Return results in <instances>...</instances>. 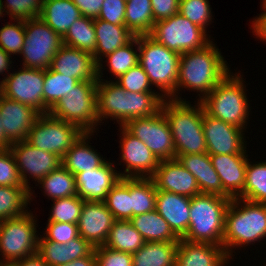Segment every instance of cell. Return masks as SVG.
Masks as SVG:
<instances>
[{"instance_id": "cell-1", "label": "cell", "mask_w": 266, "mask_h": 266, "mask_svg": "<svg viewBox=\"0 0 266 266\" xmlns=\"http://www.w3.org/2000/svg\"><path fill=\"white\" fill-rule=\"evenodd\" d=\"M225 63L219 49L212 42L203 49L182 53L173 100L182 101L176 95L180 87L204 93L201 100L229 73Z\"/></svg>"}, {"instance_id": "cell-2", "label": "cell", "mask_w": 266, "mask_h": 266, "mask_svg": "<svg viewBox=\"0 0 266 266\" xmlns=\"http://www.w3.org/2000/svg\"><path fill=\"white\" fill-rule=\"evenodd\" d=\"M203 106L198 99L197 108L187 101L163 100L164 113L178 155L207 153L203 132Z\"/></svg>"}, {"instance_id": "cell-3", "label": "cell", "mask_w": 266, "mask_h": 266, "mask_svg": "<svg viewBox=\"0 0 266 266\" xmlns=\"http://www.w3.org/2000/svg\"><path fill=\"white\" fill-rule=\"evenodd\" d=\"M232 198L200 193L191 198L190 222L182 237L191 242H207L223 246L225 214Z\"/></svg>"}, {"instance_id": "cell-4", "label": "cell", "mask_w": 266, "mask_h": 266, "mask_svg": "<svg viewBox=\"0 0 266 266\" xmlns=\"http://www.w3.org/2000/svg\"><path fill=\"white\" fill-rule=\"evenodd\" d=\"M239 200V201H238ZM232 198L225 214L223 248L228 257L230 248L245 245L266 237V204Z\"/></svg>"}, {"instance_id": "cell-5", "label": "cell", "mask_w": 266, "mask_h": 266, "mask_svg": "<svg viewBox=\"0 0 266 266\" xmlns=\"http://www.w3.org/2000/svg\"><path fill=\"white\" fill-rule=\"evenodd\" d=\"M139 64L147 74L151 85L173 99L179 71L180 54L169 50L150 35L138 36ZM172 97V98H171Z\"/></svg>"}, {"instance_id": "cell-6", "label": "cell", "mask_w": 266, "mask_h": 266, "mask_svg": "<svg viewBox=\"0 0 266 266\" xmlns=\"http://www.w3.org/2000/svg\"><path fill=\"white\" fill-rule=\"evenodd\" d=\"M240 75L228 73L216 87L201 100L204 111L217 119L244 129L248 117V100Z\"/></svg>"}, {"instance_id": "cell-7", "label": "cell", "mask_w": 266, "mask_h": 266, "mask_svg": "<svg viewBox=\"0 0 266 266\" xmlns=\"http://www.w3.org/2000/svg\"><path fill=\"white\" fill-rule=\"evenodd\" d=\"M98 81H82L49 111L56 119L93 133L98 125L96 86ZM97 123V124H96Z\"/></svg>"}, {"instance_id": "cell-8", "label": "cell", "mask_w": 266, "mask_h": 266, "mask_svg": "<svg viewBox=\"0 0 266 266\" xmlns=\"http://www.w3.org/2000/svg\"><path fill=\"white\" fill-rule=\"evenodd\" d=\"M206 31L190 22L179 12L172 17L155 22L150 36L158 43L178 54L206 47L210 41Z\"/></svg>"}, {"instance_id": "cell-9", "label": "cell", "mask_w": 266, "mask_h": 266, "mask_svg": "<svg viewBox=\"0 0 266 266\" xmlns=\"http://www.w3.org/2000/svg\"><path fill=\"white\" fill-rule=\"evenodd\" d=\"M25 38L21 53L23 67L47 69L63 45L62 37L40 17L24 20Z\"/></svg>"}, {"instance_id": "cell-10", "label": "cell", "mask_w": 266, "mask_h": 266, "mask_svg": "<svg viewBox=\"0 0 266 266\" xmlns=\"http://www.w3.org/2000/svg\"><path fill=\"white\" fill-rule=\"evenodd\" d=\"M36 221L28 211L17 218L0 221V252L7 263L37 253ZM3 253V254H2Z\"/></svg>"}, {"instance_id": "cell-11", "label": "cell", "mask_w": 266, "mask_h": 266, "mask_svg": "<svg viewBox=\"0 0 266 266\" xmlns=\"http://www.w3.org/2000/svg\"><path fill=\"white\" fill-rule=\"evenodd\" d=\"M84 132L76 125L41 114L31 127L26 141L38 149L61 159Z\"/></svg>"}, {"instance_id": "cell-12", "label": "cell", "mask_w": 266, "mask_h": 266, "mask_svg": "<svg viewBox=\"0 0 266 266\" xmlns=\"http://www.w3.org/2000/svg\"><path fill=\"white\" fill-rule=\"evenodd\" d=\"M124 127L140 139L159 160L176 158L171 129L162 110L151 116L131 119Z\"/></svg>"}, {"instance_id": "cell-13", "label": "cell", "mask_w": 266, "mask_h": 266, "mask_svg": "<svg viewBox=\"0 0 266 266\" xmlns=\"http://www.w3.org/2000/svg\"><path fill=\"white\" fill-rule=\"evenodd\" d=\"M45 69L23 67L10 73L1 82V94L9 99L36 109L40 114H49L43 103Z\"/></svg>"}, {"instance_id": "cell-14", "label": "cell", "mask_w": 266, "mask_h": 266, "mask_svg": "<svg viewBox=\"0 0 266 266\" xmlns=\"http://www.w3.org/2000/svg\"><path fill=\"white\" fill-rule=\"evenodd\" d=\"M15 158L20 179L31 191L27 173L40 182L46 175L62 165L61 158L51 152L43 151L30 145L26 140L13 142L9 148Z\"/></svg>"}, {"instance_id": "cell-15", "label": "cell", "mask_w": 266, "mask_h": 266, "mask_svg": "<svg viewBox=\"0 0 266 266\" xmlns=\"http://www.w3.org/2000/svg\"><path fill=\"white\" fill-rule=\"evenodd\" d=\"M202 126L209 155L246 153L241 128L208 115L204 109Z\"/></svg>"}, {"instance_id": "cell-16", "label": "cell", "mask_w": 266, "mask_h": 266, "mask_svg": "<svg viewBox=\"0 0 266 266\" xmlns=\"http://www.w3.org/2000/svg\"><path fill=\"white\" fill-rule=\"evenodd\" d=\"M122 139L121 159L125 161V173H119L120 177L127 178H151L159 166L160 160L137 137L131 134L124 126H121Z\"/></svg>"}, {"instance_id": "cell-17", "label": "cell", "mask_w": 266, "mask_h": 266, "mask_svg": "<svg viewBox=\"0 0 266 266\" xmlns=\"http://www.w3.org/2000/svg\"><path fill=\"white\" fill-rule=\"evenodd\" d=\"M115 219L103 201H84L77 226L93 247L103 246Z\"/></svg>"}, {"instance_id": "cell-18", "label": "cell", "mask_w": 266, "mask_h": 266, "mask_svg": "<svg viewBox=\"0 0 266 266\" xmlns=\"http://www.w3.org/2000/svg\"><path fill=\"white\" fill-rule=\"evenodd\" d=\"M151 178L157 190L169 191L190 198L201 193L196 178L177 158L160 160Z\"/></svg>"}, {"instance_id": "cell-19", "label": "cell", "mask_w": 266, "mask_h": 266, "mask_svg": "<svg viewBox=\"0 0 266 266\" xmlns=\"http://www.w3.org/2000/svg\"><path fill=\"white\" fill-rule=\"evenodd\" d=\"M41 114L31 106L9 99L0 93V117L6 137L13 143L25 141Z\"/></svg>"}, {"instance_id": "cell-20", "label": "cell", "mask_w": 266, "mask_h": 266, "mask_svg": "<svg viewBox=\"0 0 266 266\" xmlns=\"http://www.w3.org/2000/svg\"><path fill=\"white\" fill-rule=\"evenodd\" d=\"M50 68L80 82L98 81L97 63L93 55L64 44L54 55Z\"/></svg>"}, {"instance_id": "cell-21", "label": "cell", "mask_w": 266, "mask_h": 266, "mask_svg": "<svg viewBox=\"0 0 266 266\" xmlns=\"http://www.w3.org/2000/svg\"><path fill=\"white\" fill-rule=\"evenodd\" d=\"M112 165L105 161L98 168L78 173L75 176L77 195L85 201H104L109 190L121 178Z\"/></svg>"}, {"instance_id": "cell-22", "label": "cell", "mask_w": 266, "mask_h": 266, "mask_svg": "<svg viewBox=\"0 0 266 266\" xmlns=\"http://www.w3.org/2000/svg\"><path fill=\"white\" fill-rule=\"evenodd\" d=\"M227 259L223 246L180 238L175 266H223Z\"/></svg>"}, {"instance_id": "cell-23", "label": "cell", "mask_w": 266, "mask_h": 266, "mask_svg": "<svg viewBox=\"0 0 266 266\" xmlns=\"http://www.w3.org/2000/svg\"><path fill=\"white\" fill-rule=\"evenodd\" d=\"M245 154L210 155L215 171L220 177L223 190L231 197L237 198L244 190L247 167Z\"/></svg>"}, {"instance_id": "cell-24", "label": "cell", "mask_w": 266, "mask_h": 266, "mask_svg": "<svg viewBox=\"0 0 266 266\" xmlns=\"http://www.w3.org/2000/svg\"><path fill=\"white\" fill-rule=\"evenodd\" d=\"M191 198L169 191L157 190L156 210L172 231L182 238L189 228Z\"/></svg>"}, {"instance_id": "cell-25", "label": "cell", "mask_w": 266, "mask_h": 266, "mask_svg": "<svg viewBox=\"0 0 266 266\" xmlns=\"http://www.w3.org/2000/svg\"><path fill=\"white\" fill-rule=\"evenodd\" d=\"M94 247L81 236L60 244L50 240H38L37 254L48 266H60L75 259L89 256Z\"/></svg>"}, {"instance_id": "cell-26", "label": "cell", "mask_w": 266, "mask_h": 266, "mask_svg": "<svg viewBox=\"0 0 266 266\" xmlns=\"http://www.w3.org/2000/svg\"><path fill=\"white\" fill-rule=\"evenodd\" d=\"M94 28L97 42L93 57L97 63V78L100 79L101 69H103L100 56H107L125 46L135 36L125 25H115L97 18L94 19Z\"/></svg>"}, {"instance_id": "cell-27", "label": "cell", "mask_w": 266, "mask_h": 266, "mask_svg": "<svg viewBox=\"0 0 266 266\" xmlns=\"http://www.w3.org/2000/svg\"><path fill=\"white\" fill-rule=\"evenodd\" d=\"M178 161L196 178L201 193L231 198L224 190L208 153L178 155Z\"/></svg>"}, {"instance_id": "cell-28", "label": "cell", "mask_w": 266, "mask_h": 266, "mask_svg": "<svg viewBox=\"0 0 266 266\" xmlns=\"http://www.w3.org/2000/svg\"><path fill=\"white\" fill-rule=\"evenodd\" d=\"M98 79L96 86V101L98 122L103 118L112 117L120 126L126 124V91L116 82ZM119 119V120H118Z\"/></svg>"}, {"instance_id": "cell-29", "label": "cell", "mask_w": 266, "mask_h": 266, "mask_svg": "<svg viewBox=\"0 0 266 266\" xmlns=\"http://www.w3.org/2000/svg\"><path fill=\"white\" fill-rule=\"evenodd\" d=\"M39 17L63 37L69 27L82 17V14L72 0H43Z\"/></svg>"}, {"instance_id": "cell-30", "label": "cell", "mask_w": 266, "mask_h": 266, "mask_svg": "<svg viewBox=\"0 0 266 266\" xmlns=\"http://www.w3.org/2000/svg\"><path fill=\"white\" fill-rule=\"evenodd\" d=\"M91 133L84 132L62 157V165L73 175L100 167L105 159L94 151L86 140Z\"/></svg>"}, {"instance_id": "cell-31", "label": "cell", "mask_w": 266, "mask_h": 266, "mask_svg": "<svg viewBox=\"0 0 266 266\" xmlns=\"http://www.w3.org/2000/svg\"><path fill=\"white\" fill-rule=\"evenodd\" d=\"M129 221L146 242H179L180 240L156 209L134 216Z\"/></svg>"}, {"instance_id": "cell-32", "label": "cell", "mask_w": 266, "mask_h": 266, "mask_svg": "<svg viewBox=\"0 0 266 266\" xmlns=\"http://www.w3.org/2000/svg\"><path fill=\"white\" fill-rule=\"evenodd\" d=\"M179 242H146L131 254L133 266H175Z\"/></svg>"}, {"instance_id": "cell-33", "label": "cell", "mask_w": 266, "mask_h": 266, "mask_svg": "<svg viewBox=\"0 0 266 266\" xmlns=\"http://www.w3.org/2000/svg\"><path fill=\"white\" fill-rule=\"evenodd\" d=\"M146 243L130 221L115 220L103 246L133 254Z\"/></svg>"}, {"instance_id": "cell-34", "label": "cell", "mask_w": 266, "mask_h": 266, "mask_svg": "<svg viewBox=\"0 0 266 266\" xmlns=\"http://www.w3.org/2000/svg\"><path fill=\"white\" fill-rule=\"evenodd\" d=\"M154 24L151 0H126L125 26L134 36L150 35Z\"/></svg>"}, {"instance_id": "cell-35", "label": "cell", "mask_w": 266, "mask_h": 266, "mask_svg": "<svg viewBox=\"0 0 266 266\" xmlns=\"http://www.w3.org/2000/svg\"><path fill=\"white\" fill-rule=\"evenodd\" d=\"M156 193L152 178H130L131 218L155 210Z\"/></svg>"}, {"instance_id": "cell-36", "label": "cell", "mask_w": 266, "mask_h": 266, "mask_svg": "<svg viewBox=\"0 0 266 266\" xmlns=\"http://www.w3.org/2000/svg\"><path fill=\"white\" fill-rule=\"evenodd\" d=\"M64 45L77 48L90 54L96 49L94 19L82 16L76 20L62 37Z\"/></svg>"}, {"instance_id": "cell-37", "label": "cell", "mask_w": 266, "mask_h": 266, "mask_svg": "<svg viewBox=\"0 0 266 266\" xmlns=\"http://www.w3.org/2000/svg\"><path fill=\"white\" fill-rule=\"evenodd\" d=\"M31 196L25 186L0 185V221L24 215Z\"/></svg>"}, {"instance_id": "cell-38", "label": "cell", "mask_w": 266, "mask_h": 266, "mask_svg": "<svg viewBox=\"0 0 266 266\" xmlns=\"http://www.w3.org/2000/svg\"><path fill=\"white\" fill-rule=\"evenodd\" d=\"M79 83L78 79L64 76L50 67L45 69L43 83V103L45 107L50 111L62 97H66Z\"/></svg>"}, {"instance_id": "cell-39", "label": "cell", "mask_w": 266, "mask_h": 266, "mask_svg": "<svg viewBox=\"0 0 266 266\" xmlns=\"http://www.w3.org/2000/svg\"><path fill=\"white\" fill-rule=\"evenodd\" d=\"M39 184L45 194L52 199L67 198L77 195L76 178L63 165L46 175Z\"/></svg>"}, {"instance_id": "cell-40", "label": "cell", "mask_w": 266, "mask_h": 266, "mask_svg": "<svg viewBox=\"0 0 266 266\" xmlns=\"http://www.w3.org/2000/svg\"><path fill=\"white\" fill-rule=\"evenodd\" d=\"M163 94L157 92L132 93L126 91V123L135 118L151 116L161 110Z\"/></svg>"}, {"instance_id": "cell-41", "label": "cell", "mask_w": 266, "mask_h": 266, "mask_svg": "<svg viewBox=\"0 0 266 266\" xmlns=\"http://www.w3.org/2000/svg\"><path fill=\"white\" fill-rule=\"evenodd\" d=\"M115 220L131 219L130 178L123 177L109 190L103 201Z\"/></svg>"}, {"instance_id": "cell-42", "label": "cell", "mask_w": 266, "mask_h": 266, "mask_svg": "<svg viewBox=\"0 0 266 266\" xmlns=\"http://www.w3.org/2000/svg\"><path fill=\"white\" fill-rule=\"evenodd\" d=\"M237 198L266 204V162L251 165L247 161L244 190Z\"/></svg>"}, {"instance_id": "cell-43", "label": "cell", "mask_w": 266, "mask_h": 266, "mask_svg": "<svg viewBox=\"0 0 266 266\" xmlns=\"http://www.w3.org/2000/svg\"><path fill=\"white\" fill-rule=\"evenodd\" d=\"M84 199L78 195L54 199L48 222L77 224L81 215Z\"/></svg>"}, {"instance_id": "cell-44", "label": "cell", "mask_w": 266, "mask_h": 266, "mask_svg": "<svg viewBox=\"0 0 266 266\" xmlns=\"http://www.w3.org/2000/svg\"><path fill=\"white\" fill-rule=\"evenodd\" d=\"M133 44H138V36H135L125 46L105 56L109 63V70L117 78L139 64V54L133 50Z\"/></svg>"}, {"instance_id": "cell-45", "label": "cell", "mask_w": 266, "mask_h": 266, "mask_svg": "<svg viewBox=\"0 0 266 266\" xmlns=\"http://www.w3.org/2000/svg\"><path fill=\"white\" fill-rule=\"evenodd\" d=\"M16 23H7L0 28V48L7 54H19L24 45L25 22L16 20Z\"/></svg>"}, {"instance_id": "cell-46", "label": "cell", "mask_w": 266, "mask_h": 266, "mask_svg": "<svg viewBox=\"0 0 266 266\" xmlns=\"http://www.w3.org/2000/svg\"><path fill=\"white\" fill-rule=\"evenodd\" d=\"M178 12L205 31L207 23L212 19L208 0H180Z\"/></svg>"}, {"instance_id": "cell-47", "label": "cell", "mask_w": 266, "mask_h": 266, "mask_svg": "<svg viewBox=\"0 0 266 266\" xmlns=\"http://www.w3.org/2000/svg\"><path fill=\"white\" fill-rule=\"evenodd\" d=\"M125 91L132 93L152 92L151 83L143 68L138 64L120 75L116 81Z\"/></svg>"}, {"instance_id": "cell-48", "label": "cell", "mask_w": 266, "mask_h": 266, "mask_svg": "<svg viewBox=\"0 0 266 266\" xmlns=\"http://www.w3.org/2000/svg\"><path fill=\"white\" fill-rule=\"evenodd\" d=\"M6 7L11 20H29L40 16L43 0H7Z\"/></svg>"}, {"instance_id": "cell-49", "label": "cell", "mask_w": 266, "mask_h": 266, "mask_svg": "<svg viewBox=\"0 0 266 266\" xmlns=\"http://www.w3.org/2000/svg\"><path fill=\"white\" fill-rule=\"evenodd\" d=\"M0 185L24 186L15 158L9 148H0Z\"/></svg>"}, {"instance_id": "cell-50", "label": "cell", "mask_w": 266, "mask_h": 266, "mask_svg": "<svg viewBox=\"0 0 266 266\" xmlns=\"http://www.w3.org/2000/svg\"><path fill=\"white\" fill-rule=\"evenodd\" d=\"M44 236L43 238H38V240H50L60 244H66L80 235L77 224L48 222Z\"/></svg>"}, {"instance_id": "cell-51", "label": "cell", "mask_w": 266, "mask_h": 266, "mask_svg": "<svg viewBox=\"0 0 266 266\" xmlns=\"http://www.w3.org/2000/svg\"><path fill=\"white\" fill-rule=\"evenodd\" d=\"M96 266H133L130 253L115 251L105 246L94 247Z\"/></svg>"}, {"instance_id": "cell-52", "label": "cell", "mask_w": 266, "mask_h": 266, "mask_svg": "<svg viewBox=\"0 0 266 266\" xmlns=\"http://www.w3.org/2000/svg\"><path fill=\"white\" fill-rule=\"evenodd\" d=\"M126 0H104L98 18L115 25H125Z\"/></svg>"}, {"instance_id": "cell-53", "label": "cell", "mask_w": 266, "mask_h": 266, "mask_svg": "<svg viewBox=\"0 0 266 266\" xmlns=\"http://www.w3.org/2000/svg\"><path fill=\"white\" fill-rule=\"evenodd\" d=\"M180 0H151L154 22L168 19L178 13Z\"/></svg>"}, {"instance_id": "cell-54", "label": "cell", "mask_w": 266, "mask_h": 266, "mask_svg": "<svg viewBox=\"0 0 266 266\" xmlns=\"http://www.w3.org/2000/svg\"><path fill=\"white\" fill-rule=\"evenodd\" d=\"M79 8L82 16L98 18L104 0H72Z\"/></svg>"}, {"instance_id": "cell-55", "label": "cell", "mask_w": 266, "mask_h": 266, "mask_svg": "<svg viewBox=\"0 0 266 266\" xmlns=\"http://www.w3.org/2000/svg\"><path fill=\"white\" fill-rule=\"evenodd\" d=\"M264 13H261V15L258 18H255L253 22V30L254 33L260 38L266 40V6L263 4Z\"/></svg>"}, {"instance_id": "cell-56", "label": "cell", "mask_w": 266, "mask_h": 266, "mask_svg": "<svg viewBox=\"0 0 266 266\" xmlns=\"http://www.w3.org/2000/svg\"><path fill=\"white\" fill-rule=\"evenodd\" d=\"M15 266H48L36 253L13 263Z\"/></svg>"}, {"instance_id": "cell-57", "label": "cell", "mask_w": 266, "mask_h": 266, "mask_svg": "<svg viewBox=\"0 0 266 266\" xmlns=\"http://www.w3.org/2000/svg\"><path fill=\"white\" fill-rule=\"evenodd\" d=\"M60 266H96V257L94 251L87 257L75 259L70 263Z\"/></svg>"}, {"instance_id": "cell-58", "label": "cell", "mask_w": 266, "mask_h": 266, "mask_svg": "<svg viewBox=\"0 0 266 266\" xmlns=\"http://www.w3.org/2000/svg\"><path fill=\"white\" fill-rule=\"evenodd\" d=\"M11 55L7 54L2 48H0V73L9 71L8 69L12 61H10Z\"/></svg>"}, {"instance_id": "cell-59", "label": "cell", "mask_w": 266, "mask_h": 266, "mask_svg": "<svg viewBox=\"0 0 266 266\" xmlns=\"http://www.w3.org/2000/svg\"><path fill=\"white\" fill-rule=\"evenodd\" d=\"M12 142L6 137L5 130L2 127V121L0 117V148H10Z\"/></svg>"}, {"instance_id": "cell-60", "label": "cell", "mask_w": 266, "mask_h": 266, "mask_svg": "<svg viewBox=\"0 0 266 266\" xmlns=\"http://www.w3.org/2000/svg\"><path fill=\"white\" fill-rule=\"evenodd\" d=\"M4 6H3V2H2V0H0V17L2 16V15H4L3 14V12H4V8H3Z\"/></svg>"}, {"instance_id": "cell-61", "label": "cell", "mask_w": 266, "mask_h": 266, "mask_svg": "<svg viewBox=\"0 0 266 266\" xmlns=\"http://www.w3.org/2000/svg\"><path fill=\"white\" fill-rule=\"evenodd\" d=\"M0 266H15L13 263H7V262H1L0 261Z\"/></svg>"}]
</instances>
